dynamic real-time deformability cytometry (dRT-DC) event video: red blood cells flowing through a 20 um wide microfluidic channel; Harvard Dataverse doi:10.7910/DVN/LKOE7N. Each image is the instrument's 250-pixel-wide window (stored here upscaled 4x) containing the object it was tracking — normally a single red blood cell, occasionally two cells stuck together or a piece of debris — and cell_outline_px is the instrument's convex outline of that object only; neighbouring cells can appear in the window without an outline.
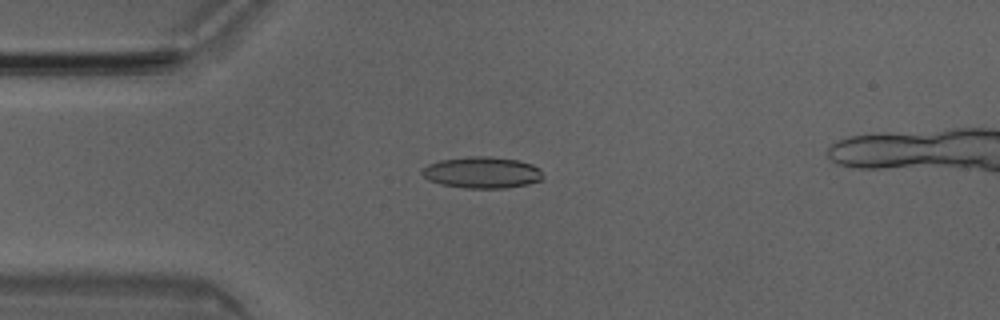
{"species": "Egyptian fruit bat (a non-hibernating species)", "species_latin": "Rousettus aegyptiacus", "temperature_condition": "room temperature", "stored_images_in_passage": 47, "camera_frame_rate_fps": 3000, "um_per_image_px": 0.085, "animal": {"sex": "male"}, "frame": {"image": 1, "passage_image": 12, "time_ms": 3.667, "image_size_px": [1000, 320], "cell_outline_px": [[544, 180], [528, 184], [504, 188], [464, 188], [440, 184], [428, 180], [420, 172], [428, 164], [440, 160], [468, 156], [492, 156], [516, 160], [532, 164], [540, 168], [544, 176]], "centroid_in_image_um": [41.0, 14.66], "position_along_channel_um": 44.0, "area_um2": 22.37}}
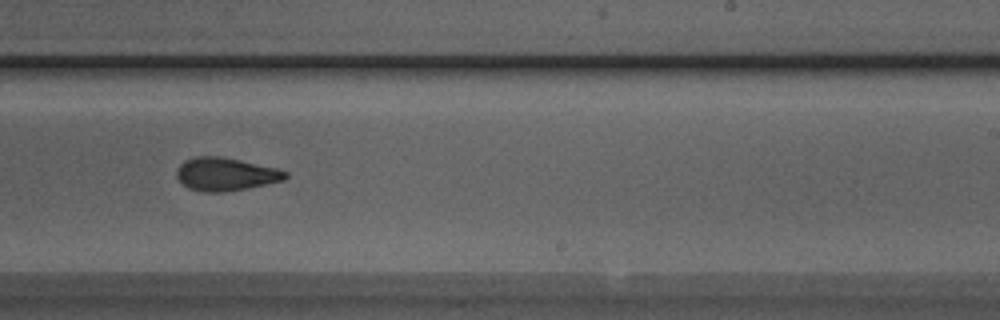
{"frame": {"image": 2, "passage_image": 30, "time_ms": 9.667, "image_size_px": [1000, 320], "cell_outline_px": [[288, 176], [284, 180], [248, 188], [224, 192], [200, 192], [188, 188], [176, 176], [176, 168], [184, 160], [196, 156], [220, 156], [240, 160], [276, 168], [288, 172]], "centroid_in_image_um": [19.15, 14.8], "position_along_channel_um": 269.8, "area_um2": 21.04}}
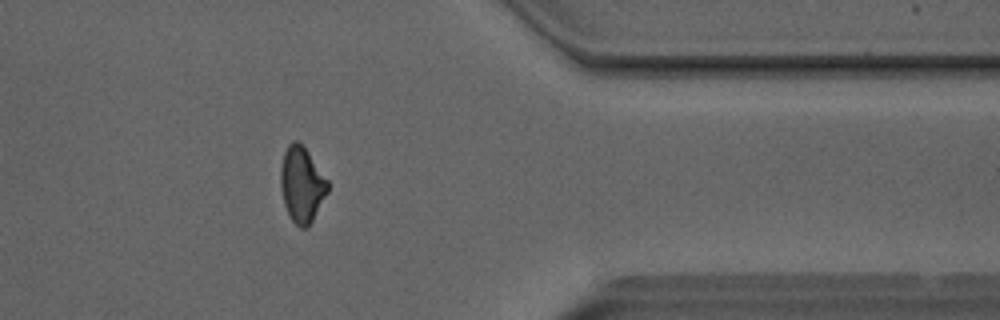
{"frame": {"image": 3, "passage_image": 40, "time_ms": 13.0, "image_size_px": [1000, 320], "cell_outline_px": [[328, 192], [308, 228], [300, 228], [292, 220], [284, 204], [280, 184], [280, 168], [284, 152], [288, 144], [292, 140], [300, 140], [328, 180]], "centroid_in_image_um": [25.65, 15.65], "position_along_channel_um": 385.8, "area_um2": 20.87}}